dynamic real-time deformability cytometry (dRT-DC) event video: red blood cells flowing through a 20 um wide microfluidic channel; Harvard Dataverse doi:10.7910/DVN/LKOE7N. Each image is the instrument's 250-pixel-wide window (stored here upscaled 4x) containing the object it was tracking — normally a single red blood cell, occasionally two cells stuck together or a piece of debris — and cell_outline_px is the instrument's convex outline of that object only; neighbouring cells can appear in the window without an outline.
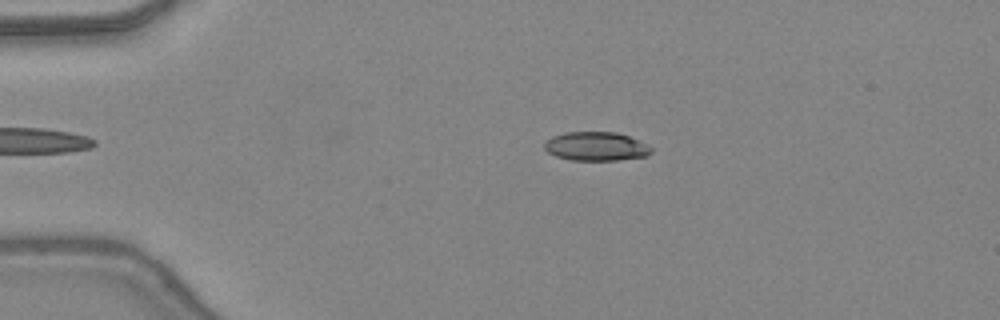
{"species": "common noctule bat (a hibernating species)", "species_latin": "Nyctalus noctula", "temperature_condition": "warm", "stored_images_in_passage": 13, "camera_frame_rate_fps": 3000, "um_per_image_px": 0.085, "animal": {"sex": "female", "body_mass_g": 24.6, "forearm_length_mm": 56.2}, "frame": {"image": 1, "passage_image": 3, "time_ms": 0.667, "image_size_px": [1000, 320], "cell_outline_px": [[652, 152], [648, 156], [616, 160], [568, 160], [556, 156], [548, 152], [544, 148], [544, 140], [552, 136], [564, 132], [616, 132], [628, 136], [652, 148]], "centroid_in_image_um": [50.61, 12.44], "position_along_channel_um": 34.4, "area_um2": 17.98}}
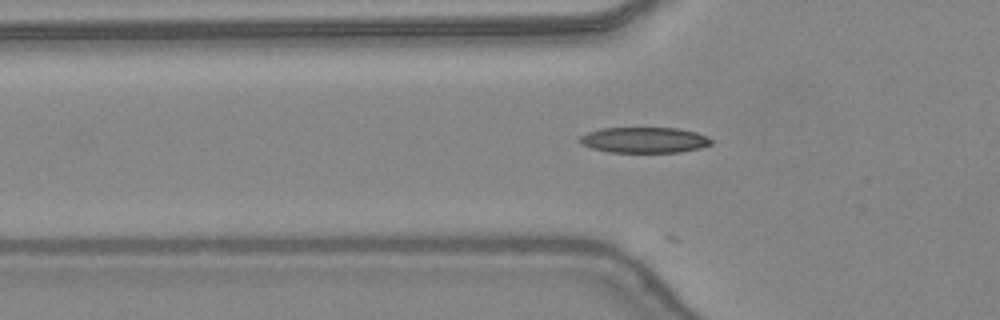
{"frame": {"image": 2, "passage_image": 9, "time_ms": 2.667, "image_size_px": [1000, 320], "cell_outline_px": [[712, 144], [700, 148], [680, 152], [608, 152], [592, 148], [580, 144], [576, 140], [580, 136], [588, 132], [600, 128], [680, 128], [696, 132], [708, 136], [712, 140]], "centroid_in_image_um": [54.75, 11.9], "position_along_channel_um": 71.1, "area_um2": 19.88}}
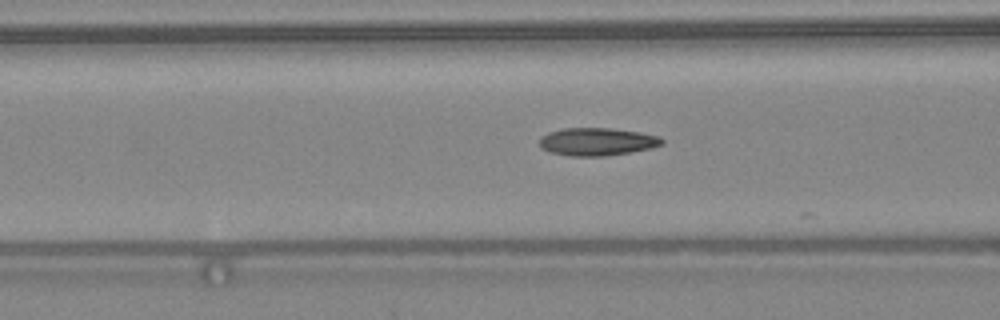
{"frame": {"image": 3, "passage_image": 12, "time_ms": 3.667, "image_size_px": [1000, 320], "cell_outline_px": [[664, 144], [652, 148], [604, 156], [568, 156], [548, 152], [540, 148], [540, 136], [548, 132], [564, 128], [612, 128], [640, 132], [660, 136], [664, 140]], "centroid_in_image_um": [50.74, 12.04], "position_along_channel_um": 115.9, "area_um2": 20.06}}